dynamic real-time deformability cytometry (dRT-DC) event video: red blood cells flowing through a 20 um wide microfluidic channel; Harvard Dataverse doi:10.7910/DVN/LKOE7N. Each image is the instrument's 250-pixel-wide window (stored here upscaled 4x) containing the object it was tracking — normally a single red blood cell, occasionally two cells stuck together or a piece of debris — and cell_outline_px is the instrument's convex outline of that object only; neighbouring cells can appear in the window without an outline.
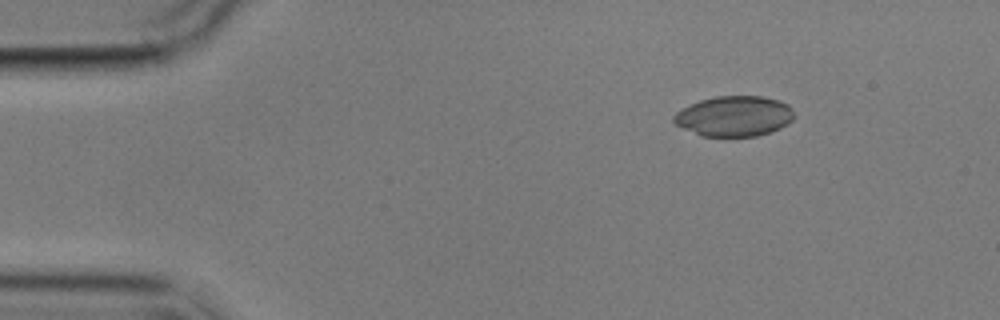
{"species": "common noctule bat (a hibernating species)", "species_latin": "Nyctalus noctula", "temperature_condition": "cold", "stored_images_in_passage": 5, "camera_frame_rate_fps": 3000, "um_per_image_px": 0.085, "animal": {"sex": "male", "body_mass_g": 17.9}, "frame": {"image": 1, "passage_image": 3, "time_ms": 2.333, "image_size_px": [1000, 320], "cell_outline_px": [[796, 116], [788, 124], [780, 128], [756, 136], [700, 136], [676, 124], [672, 120], [672, 116], [676, 112], [700, 100], [716, 96], [760, 96], [780, 100], [788, 104], [792, 108]], "centroid_in_image_um": [62.44, 9.87], "position_along_channel_um": 22.6, "area_um2": 28.32}}